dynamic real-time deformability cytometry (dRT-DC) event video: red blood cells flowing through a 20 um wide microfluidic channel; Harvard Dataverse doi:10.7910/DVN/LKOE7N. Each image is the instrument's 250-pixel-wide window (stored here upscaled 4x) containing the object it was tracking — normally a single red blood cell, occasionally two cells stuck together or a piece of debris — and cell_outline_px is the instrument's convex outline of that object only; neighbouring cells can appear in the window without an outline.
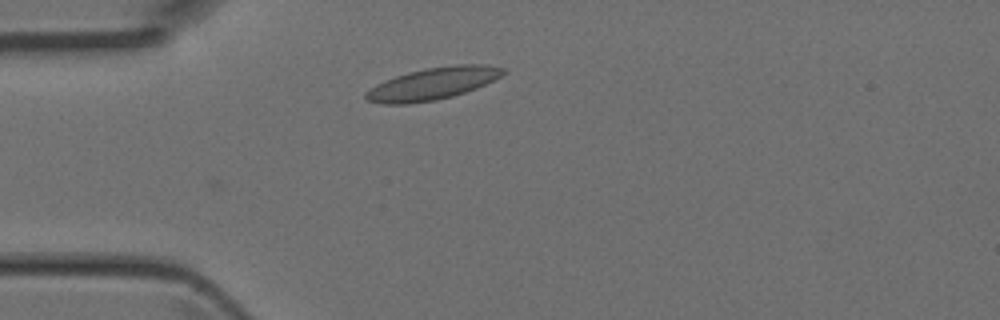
{"species": "Egyptian fruit bat (a non-hibernating species)", "species_latin": "Rousettus aegyptiacus", "temperature_condition": "room temperature", "stored_images_in_passage": 4, "camera_frame_rate_fps": 3000, "um_per_image_px": 0.085, "animal": {"sex": "female"}, "frame": {"image": 1, "passage_image": 4, "time_ms": 1.0, "image_size_px": [1000, 320], "cell_outline_px": [[504, 72], [500, 76], [476, 88], [452, 96], [436, 100], [408, 104], [380, 104], [364, 100], [364, 92], [376, 84], [384, 80], [408, 72], [424, 68], [456, 64], [488, 64], [504, 68]], "centroid_in_image_um": [36.71, 7.11], "position_along_channel_um": 48.3, "area_um2": 25.78}}